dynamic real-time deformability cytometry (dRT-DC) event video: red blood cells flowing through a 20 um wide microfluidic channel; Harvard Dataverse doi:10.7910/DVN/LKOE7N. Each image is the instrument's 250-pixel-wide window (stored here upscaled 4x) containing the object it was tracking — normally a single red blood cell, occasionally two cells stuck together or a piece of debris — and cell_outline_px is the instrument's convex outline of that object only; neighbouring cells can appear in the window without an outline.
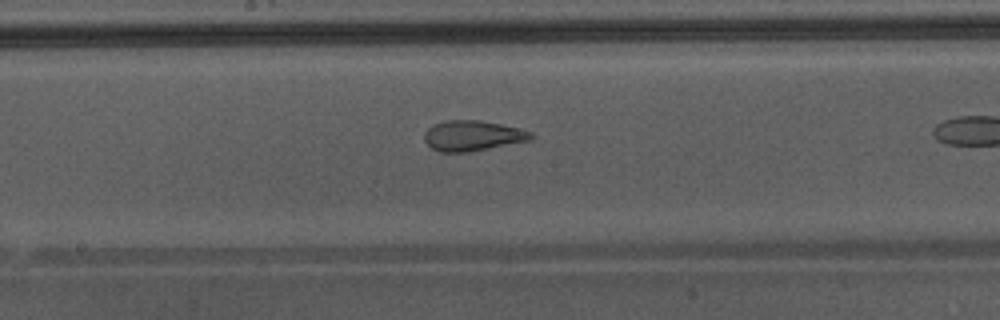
{"species": "Egyptian fruit bat (a non-hibernating species)", "species_latin": "Rousettus aegyptiacus", "temperature_condition": "warm", "stored_images_in_passage": 29, "camera_frame_rate_fps": 3000, "um_per_image_px": 0.085, "animal": {"sex": "male"}, "frame": {"image": 1, "passage_image": 17, "time_ms": 5.333, "image_size_px": [1000, 320], "cell_outline_px": [[532, 140], [468, 152], [440, 152], [432, 148], [424, 140], [424, 132], [432, 124], [444, 120], [480, 120], [520, 128], [532, 132]], "centroid_in_image_um": [40.15, 11.53], "position_along_channel_um": 208.0, "area_um2": 18.96}}